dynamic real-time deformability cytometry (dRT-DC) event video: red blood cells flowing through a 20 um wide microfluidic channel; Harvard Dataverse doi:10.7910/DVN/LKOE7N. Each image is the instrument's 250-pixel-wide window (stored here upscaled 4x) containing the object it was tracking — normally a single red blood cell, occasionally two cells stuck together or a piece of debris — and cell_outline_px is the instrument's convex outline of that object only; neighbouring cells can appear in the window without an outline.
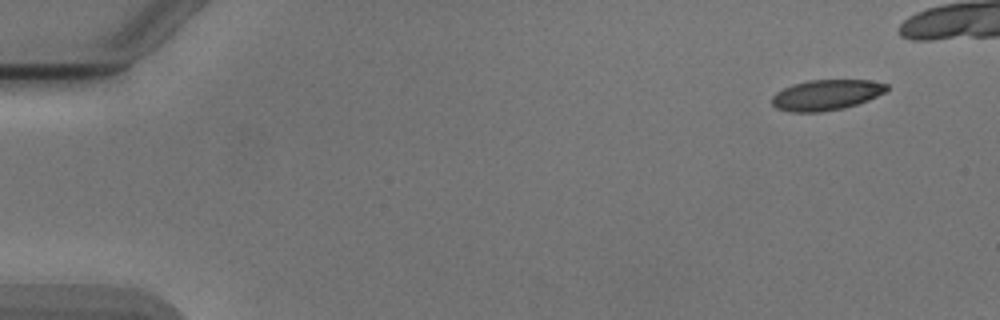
{"species": "Egyptian fruit bat (a non-hibernating species)", "species_latin": "Rousettus aegyptiacus", "temperature_condition": "cold", "stored_images_in_passage": 8, "camera_frame_rate_fps": 3000, "um_per_image_px": 0.085, "animal": {"sex": "male"}, "frame": {"image": 1, "passage_image": 1, "time_ms": 0.0, "image_size_px": [1000, 320], "cell_outline_px": [[888, 88], [884, 92], [868, 100], [844, 108], [820, 112], [788, 112], [776, 108], [772, 104], [772, 96], [776, 92], [792, 84], [808, 80], [868, 80], [888, 84]], "centroid_in_image_um": [70.19, 8.07], "position_along_channel_um": 14.8, "area_um2": 20.4}}